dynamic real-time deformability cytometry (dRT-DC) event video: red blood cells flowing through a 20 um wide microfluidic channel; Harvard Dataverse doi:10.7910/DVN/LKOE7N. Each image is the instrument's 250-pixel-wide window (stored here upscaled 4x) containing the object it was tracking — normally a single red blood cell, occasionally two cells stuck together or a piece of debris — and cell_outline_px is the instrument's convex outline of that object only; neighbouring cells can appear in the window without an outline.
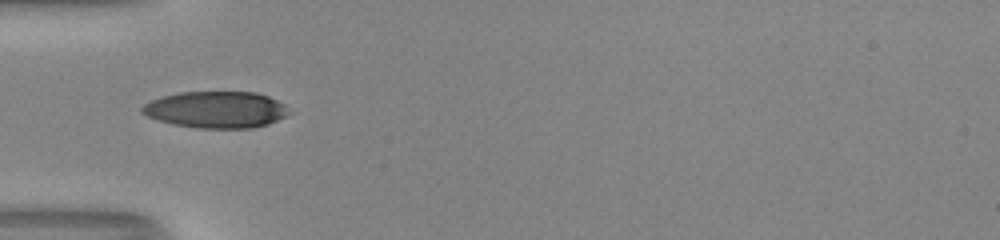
{"species": "human", "species_latin": "Homo sapiens", "temperature_condition": "room temperature", "stored_images_in_passage": 35, "camera_frame_rate_fps": 3000, "um_per_image_px": 0.085, "donor": {"sex": "male"}, "frame": {"image": 1, "passage_image": 1, "time_ms": 0.0, "image_size_px": [1000, 240], "cell_outline_px": [[292, 112], [288, 116], [268, 124], [252, 128], [196, 128], [172, 124], [148, 116], [140, 112], [140, 108], [144, 104], [152, 100], [164, 96], [180, 92], [256, 92], [268, 96], [284, 104]], "centroid_in_image_um": [18.4, 9.32], "position_along_channel_um": 66.6, "area_um2": 31.44}}
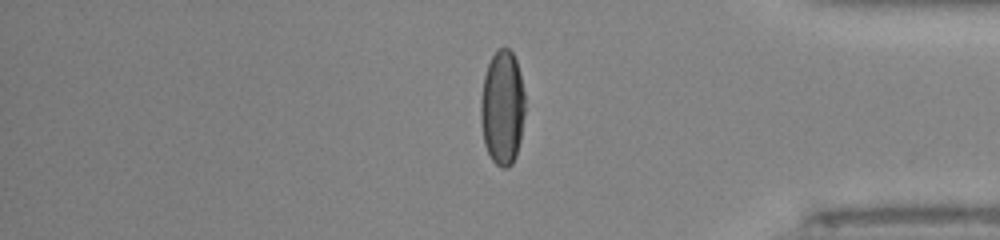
{"frame": {"image": 2, "passage_image": 27, "time_ms": 8.667, "image_size_px": [1000, 240], "cell_outline_px": [[524, 116], [520, 140], [516, 156], [512, 164], [508, 168], [504, 168], [496, 164], [492, 160], [484, 144], [480, 120], [480, 100], [484, 76], [488, 64], [496, 48], [508, 48], [512, 52], [516, 60], [524, 92]], "centroid_in_image_um": [42.69, 9.16], "position_along_channel_um": 392.5, "area_um2": 29.71}}
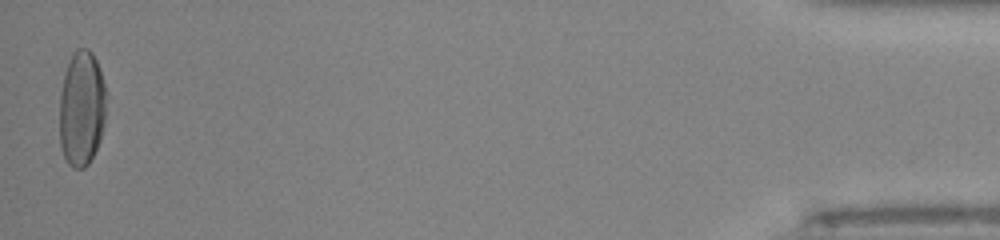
{"frame": {"image": 3, "passage_image": 35, "time_ms": 11.333, "image_size_px": [1000, 240], "cell_outline_px": [[104, 124], [100, 140], [88, 164], [84, 168], [72, 168], [68, 164], [60, 148], [60, 92], [68, 60], [72, 52], [76, 48], [88, 48], [92, 52], [96, 60], [104, 84]], "centroid_in_image_um": [6.91, 9.21], "position_along_channel_um": 428.3, "area_um2": 31.33}, "authors_computed_cell_mechanics": {"area_um2": 31.5588, "velocity_mm_per_s": 4.02, "shape_relaxation_time_tau1_ms": 3.8385, "shape_relaxation_time_tau2_ms": null, "deformation_change_tau1": 0.1985, "deformation_change_tau2": null}}